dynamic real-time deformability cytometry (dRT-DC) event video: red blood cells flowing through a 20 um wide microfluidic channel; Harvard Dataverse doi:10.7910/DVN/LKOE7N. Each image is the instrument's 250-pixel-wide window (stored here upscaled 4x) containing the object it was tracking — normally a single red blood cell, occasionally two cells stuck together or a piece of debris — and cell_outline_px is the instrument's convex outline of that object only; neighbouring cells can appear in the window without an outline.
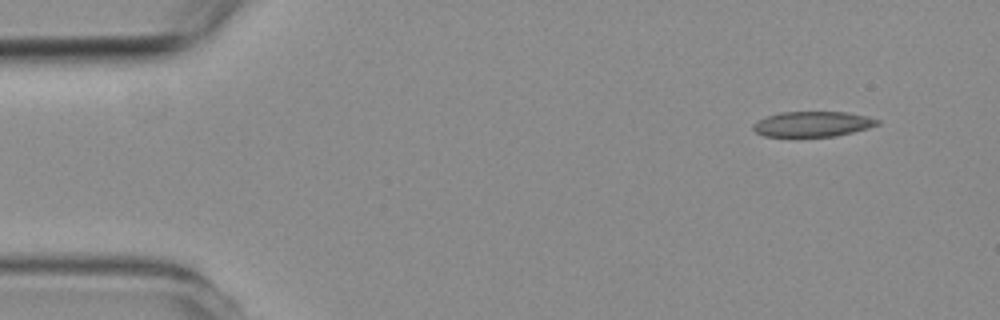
{"species": "common noctule bat (a hibernating species)", "species_latin": "Nyctalus noctula", "temperature_condition": "room temperature", "stored_images_in_passage": 5, "camera_frame_rate_fps": 3000, "um_per_image_px": 0.085, "animal": {"sex": "female", "body_mass_g": 19.3, "forearm_length_mm": 54.1}, "frame": {"image": 1, "passage_image": 1, "time_ms": 0.0, "image_size_px": [1000, 320], "cell_outline_px": [[880, 124], [868, 128], [836, 136], [764, 136], [756, 132], [752, 128], [752, 124], [768, 116], [780, 112], [848, 112], [880, 120]], "centroid_in_image_um": [69.08, 10.54], "position_along_channel_um": 15.9, "area_um2": 18.09}}